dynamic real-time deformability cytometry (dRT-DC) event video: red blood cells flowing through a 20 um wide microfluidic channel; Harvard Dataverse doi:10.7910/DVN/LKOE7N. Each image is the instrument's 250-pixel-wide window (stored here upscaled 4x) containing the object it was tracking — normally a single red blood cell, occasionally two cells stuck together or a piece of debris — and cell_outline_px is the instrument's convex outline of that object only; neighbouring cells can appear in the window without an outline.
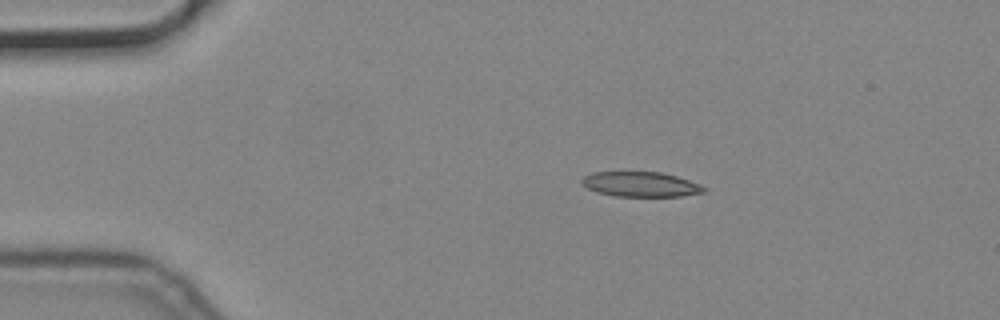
{"species": "common noctule bat (a hibernating species)", "species_latin": "Nyctalus noctula", "temperature_condition": "cold", "stored_images_in_passage": 9, "camera_frame_rate_fps": 3000, "um_per_image_px": 0.085, "animal": {"sex": "male", "body_mass_g": 19.2, "forearm_length_mm": 51.8}, "frame": {"image": 1, "passage_image": 1, "time_ms": 0.0, "image_size_px": [1000, 320], "cell_outline_px": [[708, 188], [704, 192], [680, 196], [612, 196], [596, 192], [588, 188], [580, 180], [584, 176], [592, 172], [660, 172], [676, 176], [700, 184]], "centroid_in_image_um": [54.45, 15.66], "position_along_channel_um": 30.5, "area_um2": 17.69}}
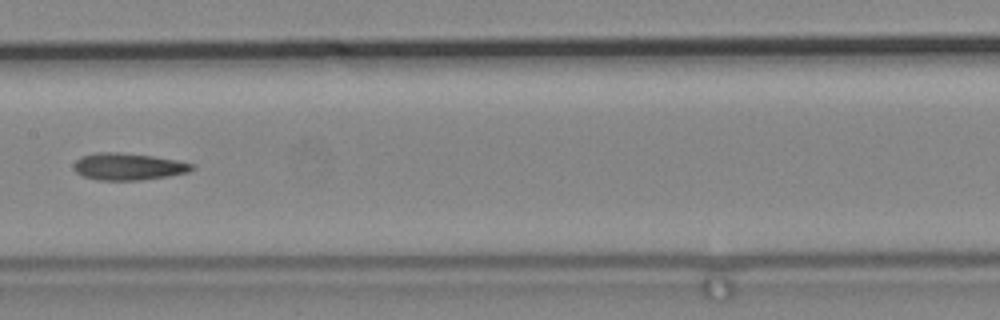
{"frame": {"image": 2, "passage_image": 6, "time_ms": 1.667, "image_size_px": [1000, 320], "cell_outline_px": [[196, 168], [188, 172], [168, 176], [140, 180], [96, 180], [80, 176], [76, 172], [76, 160], [80, 156], [96, 152], [120, 152], [152, 156], [176, 160], [196, 164]], "centroid_in_image_um": [10.92, 14.16], "position_along_channel_um": 196.5, "area_um2": 18.67}}
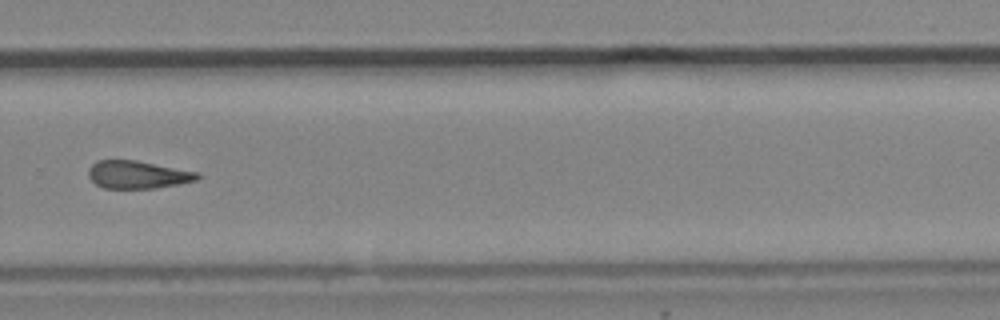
{"frame": {"image": 3, "passage_image": 9, "time_ms": 2.667, "image_size_px": [1000, 320], "cell_outline_px": [[200, 176], [196, 180], [180, 184], [156, 188], [104, 188], [96, 184], [88, 176], [88, 168], [96, 160], [136, 160], [200, 172]], "centroid_in_image_um": [11.71, 14.84], "position_along_channel_um": 318.1, "area_um2": 17.74}}